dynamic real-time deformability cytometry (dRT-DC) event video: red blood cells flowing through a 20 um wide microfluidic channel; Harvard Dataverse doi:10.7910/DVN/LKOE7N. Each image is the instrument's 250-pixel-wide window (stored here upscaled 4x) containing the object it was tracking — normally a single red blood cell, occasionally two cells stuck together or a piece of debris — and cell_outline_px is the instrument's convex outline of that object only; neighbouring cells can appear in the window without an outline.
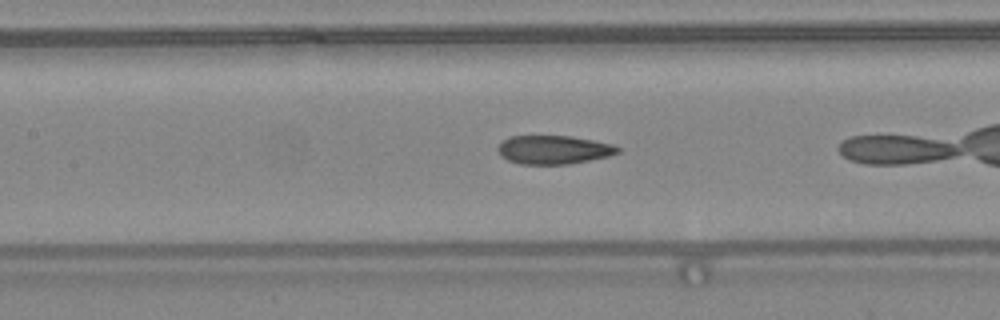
{"species": "common noctule bat (a hibernating species)", "species_latin": "Nyctalus noctula", "temperature_condition": "warm", "stored_images_in_passage": 35, "camera_frame_rate_fps": 3000, "um_per_image_px": 0.085, "animal": {"sex": "female", "body_mass_g": 24.6, "forearm_length_mm": 56.2}, "frame": {"image": 1, "passage_image": 20, "time_ms": 6.333, "image_size_px": [1000, 320], "cell_outline_px": [[620, 152], [608, 156], [568, 164], [520, 164], [508, 160], [500, 156], [496, 148], [504, 140], [512, 136], [572, 136], [612, 144], [620, 148]], "centroid_in_image_um": [47.04, 12.73], "position_along_channel_um": 160.4, "area_um2": 19.88}}
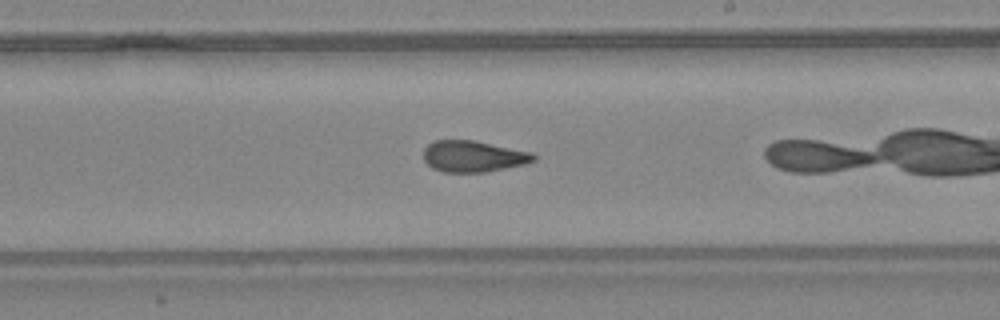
{"frame": {"image": 2, "passage_image": 26, "time_ms": 8.333, "image_size_px": [1000, 320], "cell_outline_px": [[536, 160], [524, 164], [484, 172], [444, 172], [432, 168], [424, 160], [424, 148], [428, 144], [436, 140], [476, 140], [532, 152], [536, 156]], "centroid_in_image_um": [40.23, 13.28], "position_along_channel_um": 248.8, "area_um2": 20.11}}
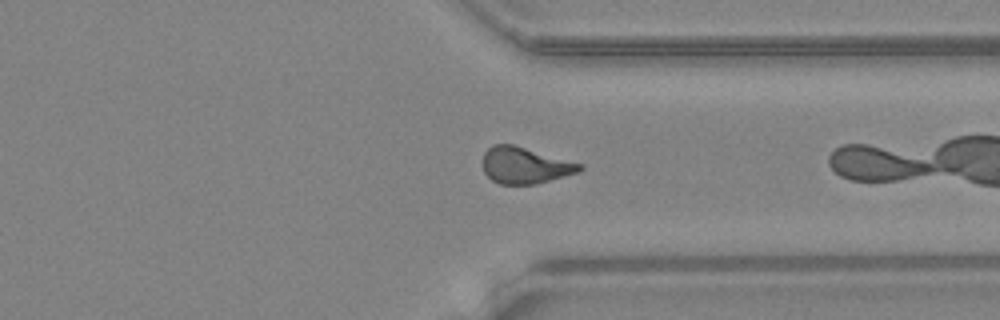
{"frame": {"image": 3, "passage_image": 34, "time_ms": 11.0, "image_size_px": [1000, 320], "cell_outline_px": [[584, 168], [576, 172], [536, 184], [500, 184], [492, 180], [484, 172], [480, 164], [484, 152], [492, 144], [512, 144], [584, 164]], "centroid_in_image_um": [44.57, 14.04], "position_along_channel_um": 366.8, "area_um2": 20.63}}